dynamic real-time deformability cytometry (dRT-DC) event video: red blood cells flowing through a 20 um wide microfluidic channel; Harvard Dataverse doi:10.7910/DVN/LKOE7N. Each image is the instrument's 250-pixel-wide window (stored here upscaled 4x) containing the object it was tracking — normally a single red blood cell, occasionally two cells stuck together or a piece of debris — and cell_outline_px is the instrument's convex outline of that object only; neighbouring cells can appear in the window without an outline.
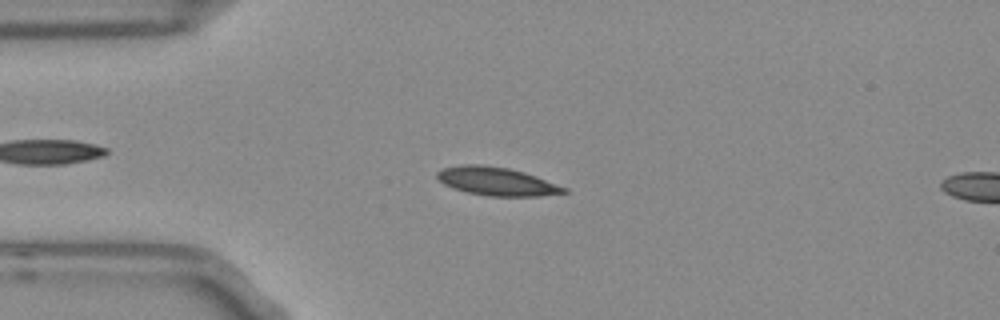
{"species": "Egyptian fruit bat (a non-hibernating species)", "species_latin": "Rousettus aegyptiacus", "temperature_condition": "room temperature", "stored_images_in_passage": 8, "camera_frame_rate_fps": 3000, "um_per_image_px": 0.085, "frame": {"image": 1, "passage_image": 5, "time_ms": 1.333, "image_size_px": [1000, 320], "cell_outline_px": [[568, 192], [540, 196], [488, 196], [468, 192], [452, 188], [444, 184], [436, 176], [436, 172], [444, 168], [464, 164], [480, 164], [508, 168], [524, 172], [568, 188]], "centroid_in_image_um": [42.22, 15.42], "position_along_channel_um": 42.8, "area_um2": 20.81}}